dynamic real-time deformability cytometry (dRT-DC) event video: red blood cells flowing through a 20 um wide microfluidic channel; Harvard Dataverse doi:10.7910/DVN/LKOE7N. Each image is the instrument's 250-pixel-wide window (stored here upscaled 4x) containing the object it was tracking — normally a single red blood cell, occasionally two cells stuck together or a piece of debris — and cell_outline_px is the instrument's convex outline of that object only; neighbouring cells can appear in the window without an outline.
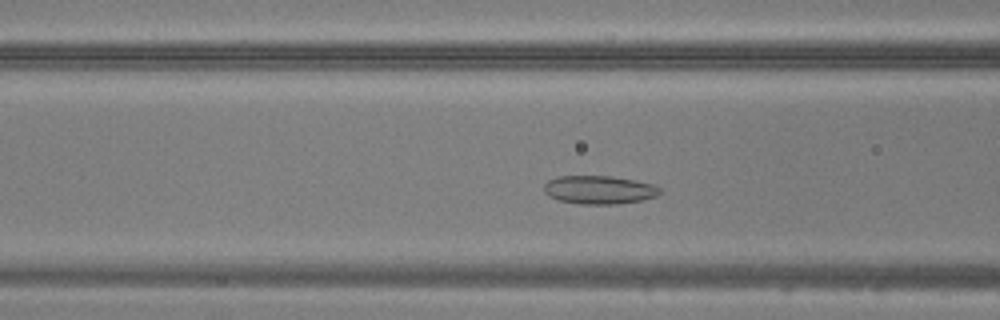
{"species": "common noctule bat (a hibernating species)", "species_latin": "Nyctalus noctula", "temperature_condition": "warm", "stored_images_in_passage": 43, "segment_of_instrument_passage": [1, 2], "camera_frame_rate_fps": 3000, "um_per_image_px": 0.085, "animal": {"sex": "male", "body_mass_g": 20.5, "forearm_length_mm": 52.5}, "frame": {"image": 1, "passage_image": 13, "time_ms": 4.0, "image_size_px": [1000, 320], "cell_outline_px": [[664, 192], [656, 196], [640, 200], [616, 204], [580, 204], [556, 200], [548, 196], [544, 192], [544, 184], [548, 180], [556, 176], [608, 176], [632, 180], [652, 184], [660, 188]], "centroid_in_image_um": [50.88, 16.14], "position_along_channel_um": 115.7, "area_um2": 19.19}}
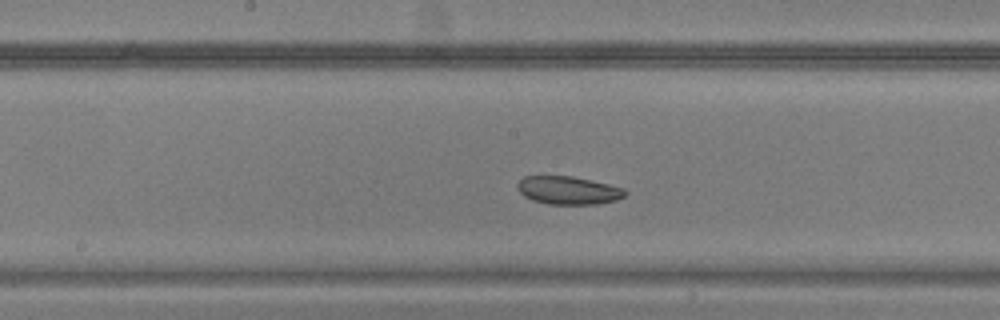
{"frame": {"image": 2, "passage_image": 19, "time_ms": 6.0, "image_size_px": [1000, 320], "cell_outline_px": [[628, 192], [624, 196], [616, 200], [596, 204], [548, 204], [532, 200], [524, 196], [516, 188], [516, 184], [524, 176], [572, 176], [592, 180], [624, 188]], "centroid_in_image_um": [48.29, 16.17], "position_along_channel_um": 199.9, "area_um2": 17.69}}
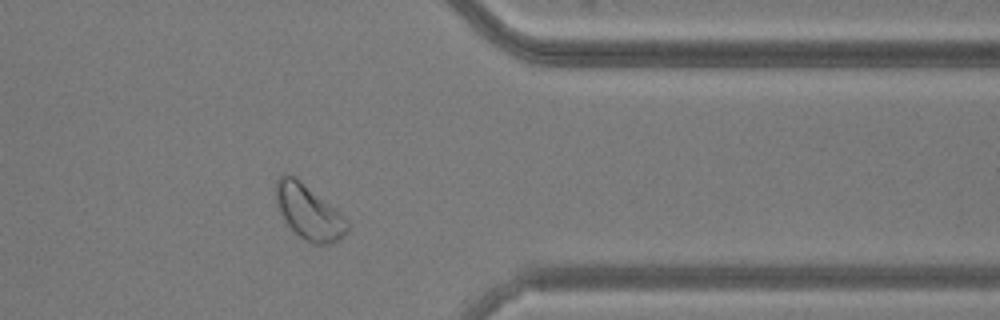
{"frame": {"image": 3, "passage_image": 33, "time_ms": 10.667, "image_size_px": [1000, 320], "cell_outline_px": [[348, 232], [344, 236], [332, 244], [312, 244], [300, 236], [288, 224], [280, 212], [276, 200], [276, 180], [284, 172], [296, 176], [340, 212], [348, 220]], "centroid_in_image_um": [26.26, 18.01], "position_along_channel_um": 385.1, "area_um2": 22.72}}